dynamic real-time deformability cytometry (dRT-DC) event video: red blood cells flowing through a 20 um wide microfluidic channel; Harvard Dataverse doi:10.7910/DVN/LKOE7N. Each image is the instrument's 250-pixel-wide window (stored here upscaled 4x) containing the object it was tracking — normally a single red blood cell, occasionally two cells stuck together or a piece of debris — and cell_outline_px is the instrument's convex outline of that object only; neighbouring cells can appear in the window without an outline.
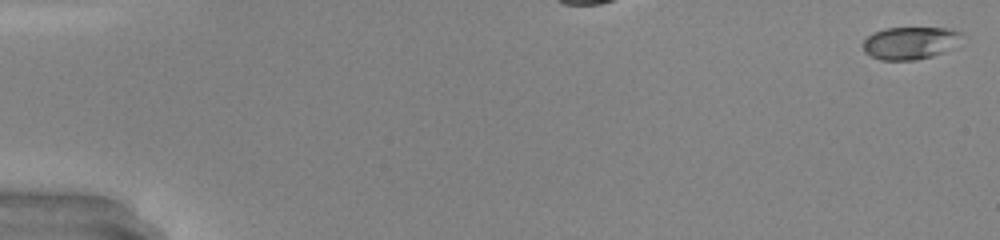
{"species": "common noctule bat (a hibernating species)", "species_latin": "Nyctalus noctula", "temperature_condition": "warm", "stored_images_in_passage": 31, "camera_frame_rate_fps": 3000, "um_per_image_px": 0.085, "animal": {"sex": "male", "body_mass_g": 20.0, "forearm_length_mm": 53.3}, "frame": {"image": 1, "passage_image": 1, "time_ms": 0.0, "image_size_px": [1000, 240], "cell_outline_px": [[964, 32], [944, 52], [932, 56], [916, 60], [880, 60], [864, 52], [864, 40], [868, 36], [884, 28], [948, 28]], "centroid_in_image_um": [77.31, 3.65], "position_along_channel_um": 7.7, "area_um2": 18.32}, "authors_computed_cell_mechanics": {"area_um2": 18.9584, "velocity_mm_per_s": 4.1535, "shape_relaxation_time_tau1_ms": 0.9857, "shape_relaxation_time_tau2_ms": null, "deformation_change_tau1": 0.0626, "deformation_change_tau2": null}}